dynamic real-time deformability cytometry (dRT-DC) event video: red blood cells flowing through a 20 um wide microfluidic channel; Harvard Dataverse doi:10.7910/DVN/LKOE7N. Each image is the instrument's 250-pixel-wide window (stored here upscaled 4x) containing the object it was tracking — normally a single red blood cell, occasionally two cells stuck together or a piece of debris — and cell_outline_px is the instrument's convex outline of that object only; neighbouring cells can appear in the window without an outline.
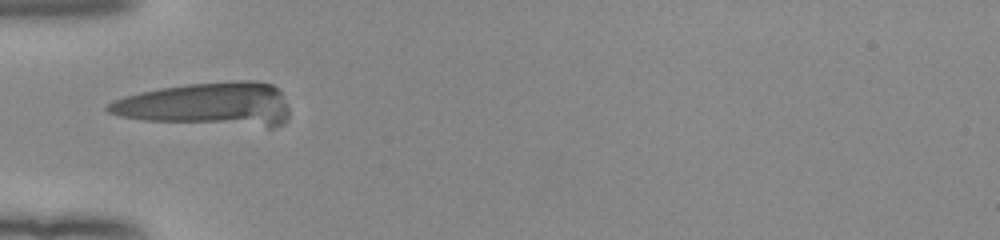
{"species": "human", "species_latin": "Homo sapiens", "temperature_condition": "room temperature", "stored_images_in_passage": 35, "camera_frame_rate_fps": 3000, "um_per_image_px": 0.085, "donor": {"sex": "female"}, "frame": {"image": 1, "passage_image": 1, "time_ms": 0.0, "image_size_px": [1000, 240], "cell_outline_px": [[288, 120], [284, 124], [272, 128], [268, 128], [144, 120], [120, 116], [108, 112], [104, 108], [104, 104], [112, 100], [124, 96], [140, 92], [160, 88], [188, 84], [236, 80], [252, 80], [272, 84], [280, 88], [288, 108]], "centroid_in_image_um": [17.67, 8.87], "position_along_channel_um": 67.3, "area_um2": 46.93}}
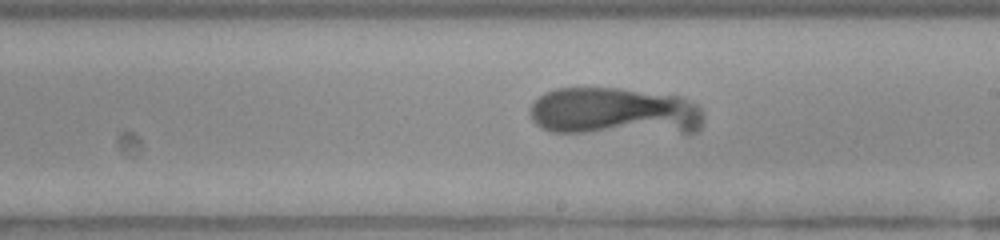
{"frame": {"image": 2, "passage_image": 14, "time_ms": 4.333, "image_size_px": [1000, 240], "cell_outline_px": [[704, 120], [700, 128], [696, 132], [552, 132], [540, 128], [532, 120], [532, 104], [544, 92], [556, 88], [620, 88], [680, 96], [696, 104], [700, 108], [704, 116]], "centroid_in_image_um": [52.25, 9.47], "position_along_channel_um": 236.8, "area_um2": 48.38}}
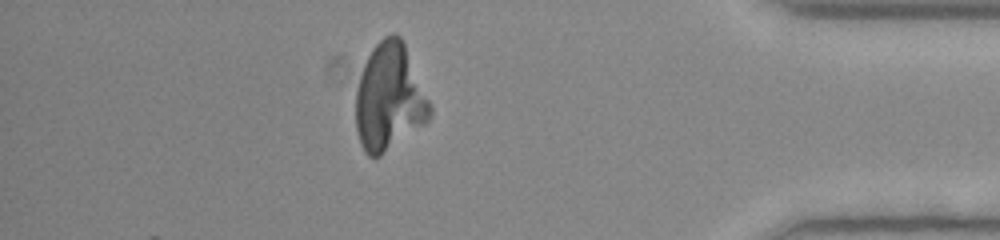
{"frame": {"image": 3, "passage_image": 29, "time_ms": 9.333, "image_size_px": [1000, 240], "cell_outline_px": [[432, 112], [428, 120], [424, 124], [380, 156], [368, 156], [364, 152], [360, 144], [356, 132], [356, 92], [360, 76], [364, 64], [372, 48], [384, 36], [392, 32], [396, 32], [400, 36], [404, 44], [432, 104]], "centroid_in_image_um": [33.09, 8.29], "position_along_channel_um": 402.1, "area_um2": 46.3}}